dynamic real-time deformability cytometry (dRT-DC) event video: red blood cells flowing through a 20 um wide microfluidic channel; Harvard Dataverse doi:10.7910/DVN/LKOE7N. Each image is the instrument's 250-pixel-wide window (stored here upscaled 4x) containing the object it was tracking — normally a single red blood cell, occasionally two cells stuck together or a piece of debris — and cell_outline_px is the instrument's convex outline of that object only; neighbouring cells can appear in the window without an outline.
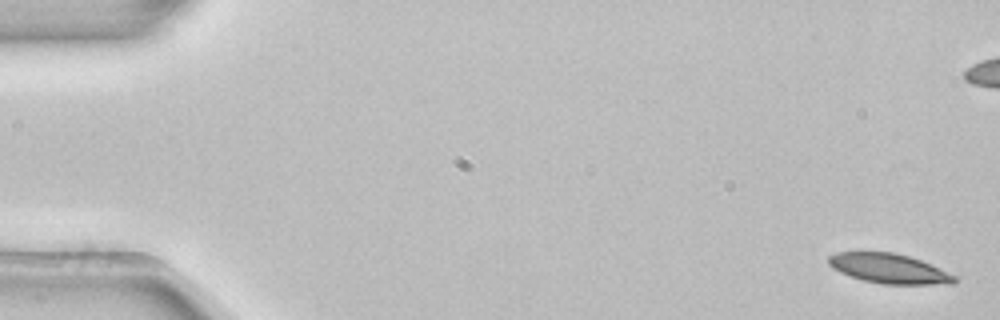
{"species": "common noctule bat (a hibernating species)", "species_latin": "Nyctalus noctula", "temperature_condition": "room temperature", "stored_images_in_passage": 5, "camera_frame_rate_fps": 3000, "um_per_image_px": 0.085, "animal": {"sex": "female", "body_mass_g": 22.7, "forearm_length_mm": 54.2}, "frame": {"image": 1, "passage_image": 1, "time_ms": 0.0, "image_size_px": [1000, 320], "cell_outline_px": [[960, 280], [952, 284], [884, 284], [864, 280], [840, 272], [832, 268], [828, 264], [828, 256], [836, 252], [896, 252], [920, 260], [956, 276]], "centroid_in_image_um": [75.57, 22.82], "position_along_channel_um": 9.4, "area_um2": 21.68}}